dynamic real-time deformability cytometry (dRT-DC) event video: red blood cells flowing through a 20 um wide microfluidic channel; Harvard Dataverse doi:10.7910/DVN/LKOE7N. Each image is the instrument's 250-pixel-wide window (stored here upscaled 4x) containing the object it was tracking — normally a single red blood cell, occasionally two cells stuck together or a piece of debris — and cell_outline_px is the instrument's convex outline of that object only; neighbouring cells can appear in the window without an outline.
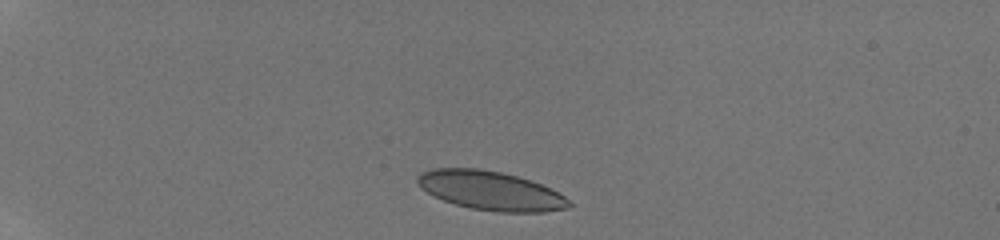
{"species": "human", "species_latin": "Homo sapiens", "temperature_condition": "room temperature", "stored_images_in_passage": 17, "camera_frame_rate_fps": 3000, "um_per_image_px": 0.085, "donor": {"sex": "male"}, "frame": {"image": 1, "passage_image": 1, "time_ms": 0.0, "image_size_px": [1000, 240], "cell_outline_px": [[572, 204], [568, 208], [544, 212], [500, 212], [472, 208], [456, 204], [444, 200], [428, 192], [416, 180], [416, 176], [420, 172], [432, 168], [476, 168], [500, 172], [516, 176], [540, 184], [564, 196]], "centroid_in_image_um": [41.69, 16.2], "position_along_channel_um": 43.3, "area_um2": 33.87}}
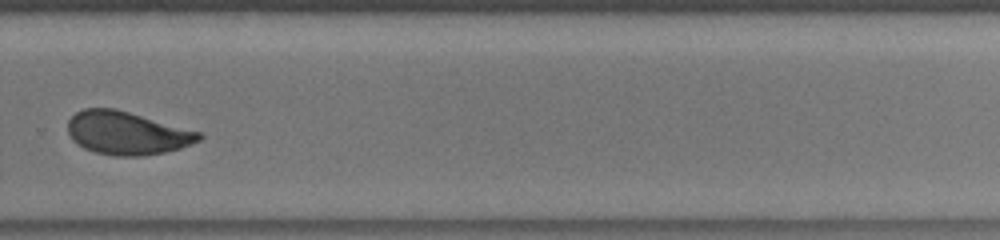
{"frame": {"image": 2, "passage_image": 9, "time_ms": 8.333, "image_size_px": [1000, 240], "cell_outline_px": [[204, 136], [200, 140], [192, 144], [180, 148], [164, 152], [140, 156], [112, 156], [96, 152], [84, 148], [76, 144], [72, 140], [68, 132], [68, 120], [76, 112], [84, 108], [116, 108], [200, 132]], "centroid_in_image_um": [10.77, 11.31], "position_along_channel_um": 319.0, "area_um2": 33.0}}
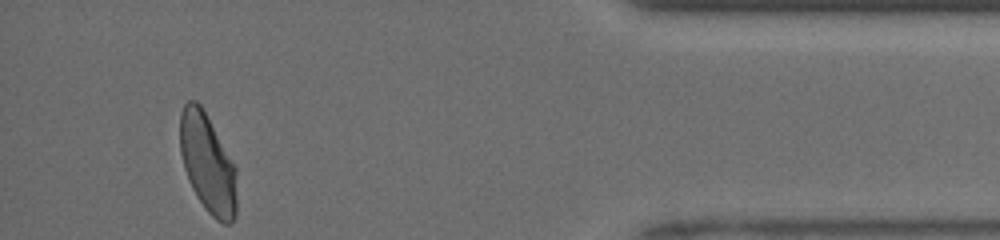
{"frame": {"image": 3, "passage_image": 15, "time_ms": 11.667, "image_size_px": [1000, 240], "cell_outline_px": [[236, 216], [232, 224], [224, 224], [216, 220], [204, 208], [196, 196], [188, 180], [184, 168], [180, 152], [180, 112], [184, 104], [188, 100], [196, 100], [200, 104], [236, 168]], "centroid_in_image_um": [17.64, 13.93], "position_along_channel_um": 417.6, "area_um2": 32.71}, "authors_computed_cell_mechanics": {"area_um2": 33.7552, "velocity_mm_per_s": 4.1456, "shape_relaxation_time_tau1_ms": 3.2947, "shape_relaxation_time_tau2_ms": 0.8539, "deformation_change_tau1": 0.1215, "deformation_change_tau2": 0.0502}}